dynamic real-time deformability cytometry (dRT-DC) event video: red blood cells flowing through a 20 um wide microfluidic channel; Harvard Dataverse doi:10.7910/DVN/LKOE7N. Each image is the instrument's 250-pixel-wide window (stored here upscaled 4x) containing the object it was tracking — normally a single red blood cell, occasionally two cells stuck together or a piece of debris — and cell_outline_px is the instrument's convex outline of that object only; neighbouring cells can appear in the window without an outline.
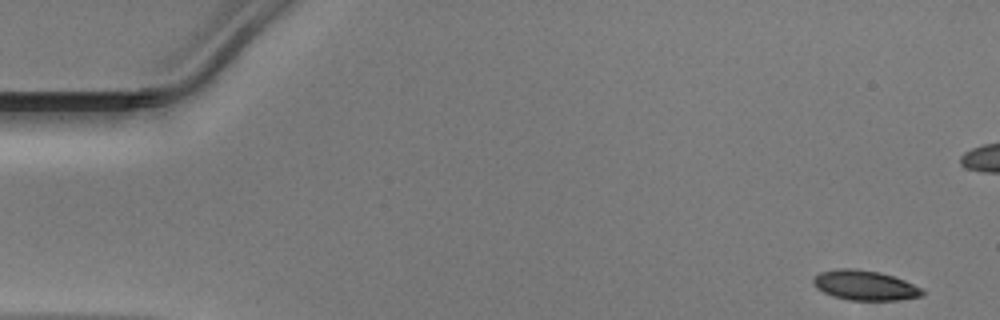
{"species": "Egyptian fruit bat (a non-hibernating species)", "species_latin": "Rousettus aegyptiacus", "temperature_condition": "warm", "stored_images_in_passage": 48, "camera_frame_rate_fps": 3000, "um_per_image_px": 0.085, "animal": {"sex": "male"}, "frame": {"image": 1, "passage_image": 1, "time_ms": 0.0, "image_size_px": [1000, 320], "cell_outline_px": [[924, 296], [896, 300], [848, 300], [832, 296], [816, 288], [812, 284], [812, 276], [820, 272], [836, 268], [856, 268], [880, 272], [904, 280], [920, 288], [924, 292]], "centroid_in_image_um": [73.45, 24.24], "position_along_channel_um": 11.6, "area_um2": 19.13}}
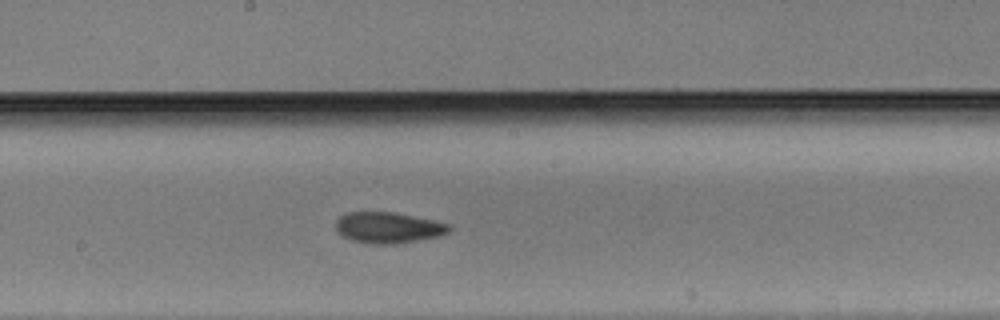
{"frame": {"image": 2, "passage_image": 25, "time_ms": 8.0, "image_size_px": [1000, 320], "cell_outline_px": [[452, 228], [448, 232], [440, 236], [396, 244], [364, 244], [352, 240], [344, 236], [336, 228], [336, 220], [340, 216], [348, 212], [392, 212], [432, 220], [448, 224]], "centroid_in_image_um": [32.99, 19.36], "position_along_channel_um": 215.2, "area_um2": 20.35}}
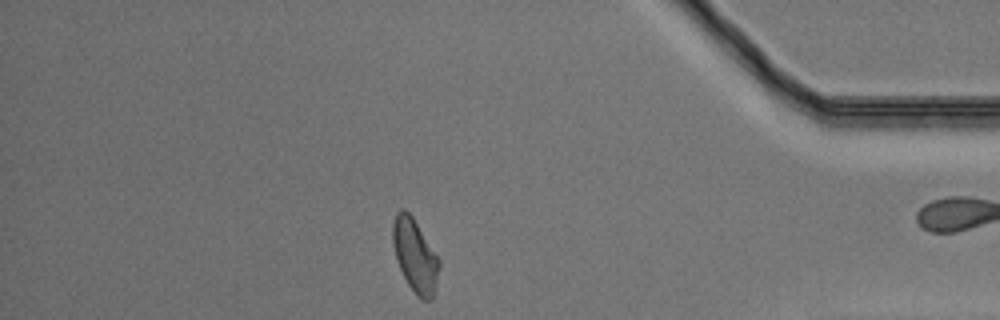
{"frame": {"image": 3, "passage_image": 41, "time_ms": 13.333, "image_size_px": [1000, 320], "cell_outline_px": [[440, 264], [436, 284], [432, 300], [424, 300], [416, 296], [408, 284], [396, 260], [392, 244], [392, 224], [396, 212], [400, 208], [404, 208], [412, 216], [440, 260]], "centroid_in_image_um": [35.26, 21.71], "position_along_channel_um": 399.9, "area_um2": 19.77}}